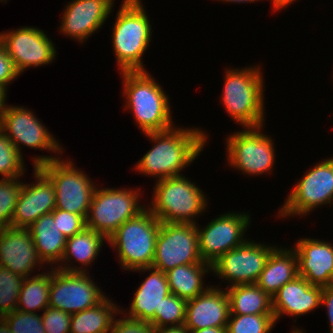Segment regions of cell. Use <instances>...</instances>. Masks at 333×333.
Segmentation results:
<instances>
[{
    "mask_svg": "<svg viewBox=\"0 0 333 333\" xmlns=\"http://www.w3.org/2000/svg\"><path fill=\"white\" fill-rule=\"evenodd\" d=\"M154 146L134 165L135 170L156 181L182 175L200 155L208 139L201 128L175 125L164 131L145 133Z\"/></svg>",
    "mask_w": 333,
    "mask_h": 333,
    "instance_id": "1",
    "label": "cell"
},
{
    "mask_svg": "<svg viewBox=\"0 0 333 333\" xmlns=\"http://www.w3.org/2000/svg\"><path fill=\"white\" fill-rule=\"evenodd\" d=\"M120 74L126 99L124 110L132 112L142 133L164 131L174 126L169 97L147 70Z\"/></svg>",
    "mask_w": 333,
    "mask_h": 333,
    "instance_id": "2",
    "label": "cell"
},
{
    "mask_svg": "<svg viewBox=\"0 0 333 333\" xmlns=\"http://www.w3.org/2000/svg\"><path fill=\"white\" fill-rule=\"evenodd\" d=\"M226 70L220 99L225 112L241 127L263 126L265 87L260 66Z\"/></svg>",
    "mask_w": 333,
    "mask_h": 333,
    "instance_id": "3",
    "label": "cell"
},
{
    "mask_svg": "<svg viewBox=\"0 0 333 333\" xmlns=\"http://www.w3.org/2000/svg\"><path fill=\"white\" fill-rule=\"evenodd\" d=\"M141 0H122L112 31V48L120 72L146 71L142 62L150 46L152 26Z\"/></svg>",
    "mask_w": 333,
    "mask_h": 333,
    "instance_id": "4",
    "label": "cell"
},
{
    "mask_svg": "<svg viewBox=\"0 0 333 333\" xmlns=\"http://www.w3.org/2000/svg\"><path fill=\"white\" fill-rule=\"evenodd\" d=\"M147 208L163 223L194 224L208 207L203 190L183 175L155 181Z\"/></svg>",
    "mask_w": 333,
    "mask_h": 333,
    "instance_id": "5",
    "label": "cell"
},
{
    "mask_svg": "<svg viewBox=\"0 0 333 333\" xmlns=\"http://www.w3.org/2000/svg\"><path fill=\"white\" fill-rule=\"evenodd\" d=\"M160 221L145 208L134 218L125 221L108 239L118 253L119 263L125 271L151 267Z\"/></svg>",
    "mask_w": 333,
    "mask_h": 333,
    "instance_id": "6",
    "label": "cell"
},
{
    "mask_svg": "<svg viewBox=\"0 0 333 333\" xmlns=\"http://www.w3.org/2000/svg\"><path fill=\"white\" fill-rule=\"evenodd\" d=\"M31 111L23 106L5 105L0 117V129L22 155L21 144L34 150H48L55 153V156L34 157L32 159L33 167H38L48 161L61 158L58 153H63V147Z\"/></svg>",
    "mask_w": 333,
    "mask_h": 333,
    "instance_id": "7",
    "label": "cell"
},
{
    "mask_svg": "<svg viewBox=\"0 0 333 333\" xmlns=\"http://www.w3.org/2000/svg\"><path fill=\"white\" fill-rule=\"evenodd\" d=\"M97 187L86 217L87 228L108 239L125 221L134 218L147 206L141 205L139 190Z\"/></svg>",
    "mask_w": 333,
    "mask_h": 333,
    "instance_id": "8",
    "label": "cell"
},
{
    "mask_svg": "<svg viewBox=\"0 0 333 333\" xmlns=\"http://www.w3.org/2000/svg\"><path fill=\"white\" fill-rule=\"evenodd\" d=\"M72 162V160L59 158L48 161L38 168L54 186L55 208L87 217L98 185L84 173V170L82 172L81 168L78 169Z\"/></svg>",
    "mask_w": 333,
    "mask_h": 333,
    "instance_id": "9",
    "label": "cell"
},
{
    "mask_svg": "<svg viewBox=\"0 0 333 333\" xmlns=\"http://www.w3.org/2000/svg\"><path fill=\"white\" fill-rule=\"evenodd\" d=\"M262 127H244L228 135L225 149L229 166L249 176L273 171L275 144L270 135L263 133Z\"/></svg>",
    "mask_w": 333,
    "mask_h": 333,
    "instance_id": "10",
    "label": "cell"
},
{
    "mask_svg": "<svg viewBox=\"0 0 333 333\" xmlns=\"http://www.w3.org/2000/svg\"><path fill=\"white\" fill-rule=\"evenodd\" d=\"M278 217L306 216L323 205H333V157L316 163L294 185Z\"/></svg>",
    "mask_w": 333,
    "mask_h": 333,
    "instance_id": "11",
    "label": "cell"
},
{
    "mask_svg": "<svg viewBox=\"0 0 333 333\" xmlns=\"http://www.w3.org/2000/svg\"><path fill=\"white\" fill-rule=\"evenodd\" d=\"M201 262L196 225L160 223L151 267L166 273L180 265Z\"/></svg>",
    "mask_w": 333,
    "mask_h": 333,
    "instance_id": "12",
    "label": "cell"
},
{
    "mask_svg": "<svg viewBox=\"0 0 333 333\" xmlns=\"http://www.w3.org/2000/svg\"><path fill=\"white\" fill-rule=\"evenodd\" d=\"M49 268V307L73 314L95 306L106 297L90 278L89 271L66 272L57 269L56 265Z\"/></svg>",
    "mask_w": 333,
    "mask_h": 333,
    "instance_id": "13",
    "label": "cell"
},
{
    "mask_svg": "<svg viewBox=\"0 0 333 333\" xmlns=\"http://www.w3.org/2000/svg\"><path fill=\"white\" fill-rule=\"evenodd\" d=\"M250 220L246 212H228L211 219L202 229L196 224L202 261L212 265L223 254L244 244Z\"/></svg>",
    "mask_w": 333,
    "mask_h": 333,
    "instance_id": "14",
    "label": "cell"
},
{
    "mask_svg": "<svg viewBox=\"0 0 333 333\" xmlns=\"http://www.w3.org/2000/svg\"><path fill=\"white\" fill-rule=\"evenodd\" d=\"M249 240L212 264V273L222 282L229 281L227 287L257 283L270 253L277 247Z\"/></svg>",
    "mask_w": 333,
    "mask_h": 333,
    "instance_id": "15",
    "label": "cell"
},
{
    "mask_svg": "<svg viewBox=\"0 0 333 333\" xmlns=\"http://www.w3.org/2000/svg\"><path fill=\"white\" fill-rule=\"evenodd\" d=\"M0 44L20 75L27 68L52 63L57 54L55 44L45 31L32 26L0 32Z\"/></svg>",
    "mask_w": 333,
    "mask_h": 333,
    "instance_id": "16",
    "label": "cell"
},
{
    "mask_svg": "<svg viewBox=\"0 0 333 333\" xmlns=\"http://www.w3.org/2000/svg\"><path fill=\"white\" fill-rule=\"evenodd\" d=\"M115 0H72L60 21V33L82 43L100 29L113 12Z\"/></svg>",
    "mask_w": 333,
    "mask_h": 333,
    "instance_id": "17",
    "label": "cell"
},
{
    "mask_svg": "<svg viewBox=\"0 0 333 333\" xmlns=\"http://www.w3.org/2000/svg\"><path fill=\"white\" fill-rule=\"evenodd\" d=\"M35 184L23 182L11 226L29 228L38 218L51 213L56 207L55 189L51 180L34 167Z\"/></svg>",
    "mask_w": 333,
    "mask_h": 333,
    "instance_id": "18",
    "label": "cell"
},
{
    "mask_svg": "<svg viewBox=\"0 0 333 333\" xmlns=\"http://www.w3.org/2000/svg\"><path fill=\"white\" fill-rule=\"evenodd\" d=\"M44 266L38 257L33 237L27 228L0 229V266L21 277H29L36 266Z\"/></svg>",
    "mask_w": 333,
    "mask_h": 333,
    "instance_id": "19",
    "label": "cell"
},
{
    "mask_svg": "<svg viewBox=\"0 0 333 333\" xmlns=\"http://www.w3.org/2000/svg\"><path fill=\"white\" fill-rule=\"evenodd\" d=\"M298 259V276L310 284L329 286L333 278V244L315 238H301L293 247Z\"/></svg>",
    "mask_w": 333,
    "mask_h": 333,
    "instance_id": "20",
    "label": "cell"
},
{
    "mask_svg": "<svg viewBox=\"0 0 333 333\" xmlns=\"http://www.w3.org/2000/svg\"><path fill=\"white\" fill-rule=\"evenodd\" d=\"M217 285L187 300L184 326L189 331L207 327H227L230 306L226 290Z\"/></svg>",
    "mask_w": 333,
    "mask_h": 333,
    "instance_id": "21",
    "label": "cell"
},
{
    "mask_svg": "<svg viewBox=\"0 0 333 333\" xmlns=\"http://www.w3.org/2000/svg\"><path fill=\"white\" fill-rule=\"evenodd\" d=\"M321 295V286L312 285L301 276L284 284L272 297L276 323L283 315L298 318L321 307Z\"/></svg>",
    "mask_w": 333,
    "mask_h": 333,
    "instance_id": "22",
    "label": "cell"
},
{
    "mask_svg": "<svg viewBox=\"0 0 333 333\" xmlns=\"http://www.w3.org/2000/svg\"><path fill=\"white\" fill-rule=\"evenodd\" d=\"M134 271L141 273L148 271L150 274L136 289L128 309L129 314L122 309L119 316L123 314L131 319L150 322L158 312L162 299L171 293L167 275L153 267L140 268Z\"/></svg>",
    "mask_w": 333,
    "mask_h": 333,
    "instance_id": "23",
    "label": "cell"
},
{
    "mask_svg": "<svg viewBox=\"0 0 333 333\" xmlns=\"http://www.w3.org/2000/svg\"><path fill=\"white\" fill-rule=\"evenodd\" d=\"M105 241L107 239L102 234L87 227L72 237L66 238L65 250L60 261L61 265L56 268L66 272H88L86 268L95 261ZM71 260L79 262L85 269L74 266L72 264L74 262Z\"/></svg>",
    "mask_w": 333,
    "mask_h": 333,
    "instance_id": "24",
    "label": "cell"
},
{
    "mask_svg": "<svg viewBox=\"0 0 333 333\" xmlns=\"http://www.w3.org/2000/svg\"><path fill=\"white\" fill-rule=\"evenodd\" d=\"M298 276V259L292 248L276 247L269 255L257 285L271 298Z\"/></svg>",
    "mask_w": 333,
    "mask_h": 333,
    "instance_id": "25",
    "label": "cell"
},
{
    "mask_svg": "<svg viewBox=\"0 0 333 333\" xmlns=\"http://www.w3.org/2000/svg\"><path fill=\"white\" fill-rule=\"evenodd\" d=\"M33 237L38 257L43 264H57L61 261L66 244V237L54 222L53 214H45L38 218L29 228Z\"/></svg>",
    "mask_w": 333,
    "mask_h": 333,
    "instance_id": "26",
    "label": "cell"
},
{
    "mask_svg": "<svg viewBox=\"0 0 333 333\" xmlns=\"http://www.w3.org/2000/svg\"><path fill=\"white\" fill-rule=\"evenodd\" d=\"M212 272V265L201 262L180 265L166 272L170 292L185 300L194 299L209 287L204 286L203 277Z\"/></svg>",
    "mask_w": 333,
    "mask_h": 333,
    "instance_id": "27",
    "label": "cell"
},
{
    "mask_svg": "<svg viewBox=\"0 0 333 333\" xmlns=\"http://www.w3.org/2000/svg\"><path fill=\"white\" fill-rule=\"evenodd\" d=\"M120 310L112 299L105 297L95 306L71 314L70 333H110L114 316Z\"/></svg>",
    "mask_w": 333,
    "mask_h": 333,
    "instance_id": "28",
    "label": "cell"
},
{
    "mask_svg": "<svg viewBox=\"0 0 333 333\" xmlns=\"http://www.w3.org/2000/svg\"><path fill=\"white\" fill-rule=\"evenodd\" d=\"M225 290L230 314H274L272 298L256 283L226 287Z\"/></svg>",
    "mask_w": 333,
    "mask_h": 333,
    "instance_id": "29",
    "label": "cell"
},
{
    "mask_svg": "<svg viewBox=\"0 0 333 333\" xmlns=\"http://www.w3.org/2000/svg\"><path fill=\"white\" fill-rule=\"evenodd\" d=\"M51 271L36 274L23 279L18 296L17 310L26 313H37L49 307Z\"/></svg>",
    "mask_w": 333,
    "mask_h": 333,
    "instance_id": "30",
    "label": "cell"
},
{
    "mask_svg": "<svg viewBox=\"0 0 333 333\" xmlns=\"http://www.w3.org/2000/svg\"><path fill=\"white\" fill-rule=\"evenodd\" d=\"M275 324L274 314H230L226 333H270Z\"/></svg>",
    "mask_w": 333,
    "mask_h": 333,
    "instance_id": "31",
    "label": "cell"
},
{
    "mask_svg": "<svg viewBox=\"0 0 333 333\" xmlns=\"http://www.w3.org/2000/svg\"><path fill=\"white\" fill-rule=\"evenodd\" d=\"M186 306L187 300L170 293L162 299L159 310L150 323L157 328L183 326L186 319Z\"/></svg>",
    "mask_w": 333,
    "mask_h": 333,
    "instance_id": "32",
    "label": "cell"
},
{
    "mask_svg": "<svg viewBox=\"0 0 333 333\" xmlns=\"http://www.w3.org/2000/svg\"><path fill=\"white\" fill-rule=\"evenodd\" d=\"M23 155L0 129V175L2 178H16L24 175L26 167Z\"/></svg>",
    "mask_w": 333,
    "mask_h": 333,
    "instance_id": "33",
    "label": "cell"
},
{
    "mask_svg": "<svg viewBox=\"0 0 333 333\" xmlns=\"http://www.w3.org/2000/svg\"><path fill=\"white\" fill-rule=\"evenodd\" d=\"M23 277L0 266V318L17 309Z\"/></svg>",
    "mask_w": 333,
    "mask_h": 333,
    "instance_id": "34",
    "label": "cell"
},
{
    "mask_svg": "<svg viewBox=\"0 0 333 333\" xmlns=\"http://www.w3.org/2000/svg\"><path fill=\"white\" fill-rule=\"evenodd\" d=\"M16 178H0V229L11 226L23 182Z\"/></svg>",
    "mask_w": 333,
    "mask_h": 333,
    "instance_id": "35",
    "label": "cell"
},
{
    "mask_svg": "<svg viewBox=\"0 0 333 333\" xmlns=\"http://www.w3.org/2000/svg\"><path fill=\"white\" fill-rule=\"evenodd\" d=\"M12 333H45L42 317L37 313L14 310L2 318Z\"/></svg>",
    "mask_w": 333,
    "mask_h": 333,
    "instance_id": "36",
    "label": "cell"
},
{
    "mask_svg": "<svg viewBox=\"0 0 333 333\" xmlns=\"http://www.w3.org/2000/svg\"><path fill=\"white\" fill-rule=\"evenodd\" d=\"M51 213L58 229L66 238L72 237L87 227L84 216L56 208Z\"/></svg>",
    "mask_w": 333,
    "mask_h": 333,
    "instance_id": "37",
    "label": "cell"
},
{
    "mask_svg": "<svg viewBox=\"0 0 333 333\" xmlns=\"http://www.w3.org/2000/svg\"><path fill=\"white\" fill-rule=\"evenodd\" d=\"M41 315L45 333H70V313L46 307Z\"/></svg>",
    "mask_w": 333,
    "mask_h": 333,
    "instance_id": "38",
    "label": "cell"
},
{
    "mask_svg": "<svg viewBox=\"0 0 333 333\" xmlns=\"http://www.w3.org/2000/svg\"><path fill=\"white\" fill-rule=\"evenodd\" d=\"M110 333H157V327L150 322L131 319L125 315L114 318Z\"/></svg>",
    "mask_w": 333,
    "mask_h": 333,
    "instance_id": "39",
    "label": "cell"
},
{
    "mask_svg": "<svg viewBox=\"0 0 333 333\" xmlns=\"http://www.w3.org/2000/svg\"><path fill=\"white\" fill-rule=\"evenodd\" d=\"M13 61L5 48L0 44V88L7 94L8 84L19 77Z\"/></svg>",
    "mask_w": 333,
    "mask_h": 333,
    "instance_id": "40",
    "label": "cell"
},
{
    "mask_svg": "<svg viewBox=\"0 0 333 333\" xmlns=\"http://www.w3.org/2000/svg\"><path fill=\"white\" fill-rule=\"evenodd\" d=\"M325 306L328 315L330 333H333V286L322 287L321 305Z\"/></svg>",
    "mask_w": 333,
    "mask_h": 333,
    "instance_id": "41",
    "label": "cell"
},
{
    "mask_svg": "<svg viewBox=\"0 0 333 333\" xmlns=\"http://www.w3.org/2000/svg\"><path fill=\"white\" fill-rule=\"evenodd\" d=\"M157 333H190V331L183 325L157 328Z\"/></svg>",
    "mask_w": 333,
    "mask_h": 333,
    "instance_id": "42",
    "label": "cell"
},
{
    "mask_svg": "<svg viewBox=\"0 0 333 333\" xmlns=\"http://www.w3.org/2000/svg\"><path fill=\"white\" fill-rule=\"evenodd\" d=\"M295 1L297 0H271L270 2L272 4L273 10L277 12L279 10L285 9V7L288 8V6Z\"/></svg>",
    "mask_w": 333,
    "mask_h": 333,
    "instance_id": "43",
    "label": "cell"
},
{
    "mask_svg": "<svg viewBox=\"0 0 333 333\" xmlns=\"http://www.w3.org/2000/svg\"><path fill=\"white\" fill-rule=\"evenodd\" d=\"M190 333H226V327H207L196 331H190Z\"/></svg>",
    "mask_w": 333,
    "mask_h": 333,
    "instance_id": "44",
    "label": "cell"
},
{
    "mask_svg": "<svg viewBox=\"0 0 333 333\" xmlns=\"http://www.w3.org/2000/svg\"><path fill=\"white\" fill-rule=\"evenodd\" d=\"M6 99H7V94L0 88V117H1V113L4 110L6 103Z\"/></svg>",
    "mask_w": 333,
    "mask_h": 333,
    "instance_id": "45",
    "label": "cell"
},
{
    "mask_svg": "<svg viewBox=\"0 0 333 333\" xmlns=\"http://www.w3.org/2000/svg\"><path fill=\"white\" fill-rule=\"evenodd\" d=\"M0 333H12L7 323L2 318H0Z\"/></svg>",
    "mask_w": 333,
    "mask_h": 333,
    "instance_id": "46",
    "label": "cell"
},
{
    "mask_svg": "<svg viewBox=\"0 0 333 333\" xmlns=\"http://www.w3.org/2000/svg\"><path fill=\"white\" fill-rule=\"evenodd\" d=\"M217 1H222V2H229V3H251V2H257L260 0H217Z\"/></svg>",
    "mask_w": 333,
    "mask_h": 333,
    "instance_id": "47",
    "label": "cell"
},
{
    "mask_svg": "<svg viewBox=\"0 0 333 333\" xmlns=\"http://www.w3.org/2000/svg\"><path fill=\"white\" fill-rule=\"evenodd\" d=\"M0 1H1V2H5V3H7L8 0H0Z\"/></svg>",
    "mask_w": 333,
    "mask_h": 333,
    "instance_id": "48",
    "label": "cell"
}]
</instances>
